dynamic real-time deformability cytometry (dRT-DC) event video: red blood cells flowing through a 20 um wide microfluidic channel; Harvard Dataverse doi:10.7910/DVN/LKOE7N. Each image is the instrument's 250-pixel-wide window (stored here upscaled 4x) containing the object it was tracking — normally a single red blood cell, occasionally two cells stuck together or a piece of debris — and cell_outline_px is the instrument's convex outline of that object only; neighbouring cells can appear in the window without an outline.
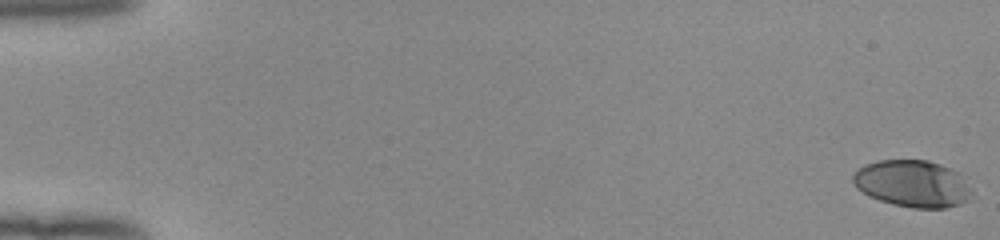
{"species": "human", "species_latin": "Homo sapiens", "temperature_condition": "room temperature", "stored_images_in_passage": 53, "camera_frame_rate_fps": 3000, "um_per_image_px": 0.085, "donor": {"sex": "female"}, "frame": {"image": 1, "passage_image": 1, "time_ms": 0.0, "image_size_px": [1000, 240], "cell_outline_px": [[972, 192], [968, 200], [960, 204], [944, 208], [912, 208], [892, 204], [868, 196], [856, 188], [852, 184], [852, 176], [860, 168], [868, 164], [880, 160], [928, 160], [940, 164], [960, 172]], "centroid_in_image_um": [77.57, 15.62], "position_along_channel_um": 7.4, "area_um2": 32.54}}
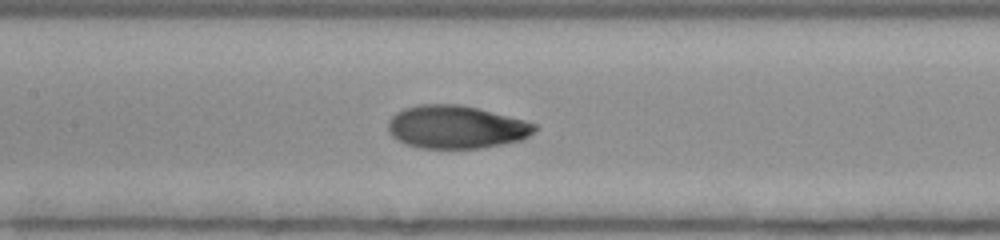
{"frame": {"image": 2, "passage_image": 27, "time_ms": 8.667, "image_size_px": [1000, 240], "cell_outline_px": [[536, 128], [528, 136], [520, 140], [480, 148], [420, 148], [404, 144], [396, 140], [388, 132], [388, 120], [396, 112], [404, 108], [416, 104], [460, 104], [524, 120], [536, 124]], "centroid_in_image_um": [38.7, 10.79], "position_along_channel_um": 168.7, "area_um2": 36.65}}
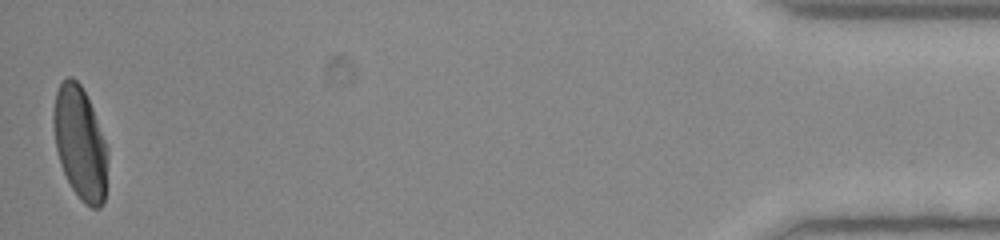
{"frame": {"image": 3, "passage_image": 53, "time_ms": 17.333, "image_size_px": [1000, 240], "cell_outline_px": [[108, 156], [104, 204], [100, 208], [92, 208], [84, 204], [80, 200], [72, 188], [60, 164], [56, 148], [52, 120], [52, 112], [56, 92], [60, 84], [68, 76], [72, 76], [80, 84], [92, 108], [108, 148]], "centroid_in_image_um": [6.81, 12.19], "position_along_channel_um": 428.4, "area_um2": 35.72}, "authors_computed_cell_mechanics": {"area_um2": 35.6626, "velocity_mm_per_s": 3.981, "shape_relaxation_time_tau1_ms": 5.9734, "shape_relaxation_time_tau2_ms": null, "deformation_change_tau1": 0.2653, "deformation_change_tau2": null}}